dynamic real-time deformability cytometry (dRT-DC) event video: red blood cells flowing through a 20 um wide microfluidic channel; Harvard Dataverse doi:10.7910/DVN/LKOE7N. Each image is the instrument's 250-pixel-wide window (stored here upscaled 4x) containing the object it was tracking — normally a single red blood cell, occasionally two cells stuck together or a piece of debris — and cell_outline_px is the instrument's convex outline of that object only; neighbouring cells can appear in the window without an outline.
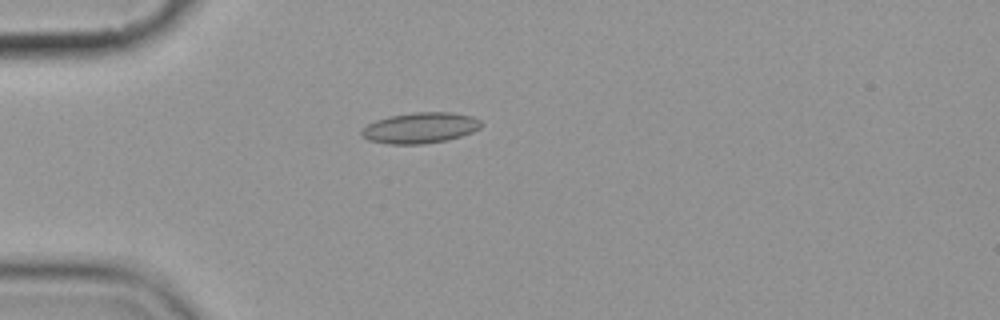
{"species": "common noctule bat (a hibernating species)", "species_latin": "Nyctalus noctula", "temperature_condition": "cold", "stored_images_in_passage": 5, "camera_frame_rate_fps": 3000, "um_per_image_px": 0.085, "animal": {"sex": "female", "body_mass_g": 19.9}, "frame": {"image": 1, "passage_image": 5, "time_ms": 4.667, "image_size_px": [1000, 320], "cell_outline_px": [[484, 124], [480, 128], [472, 132], [448, 140], [424, 144], [388, 144], [368, 140], [360, 136], [360, 132], [368, 124], [376, 120], [388, 116], [412, 112], [452, 112], [472, 116], [480, 120]], "centroid_in_image_um": [35.72, 10.87], "position_along_channel_um": 49.3, "area_um2": 21.68}}